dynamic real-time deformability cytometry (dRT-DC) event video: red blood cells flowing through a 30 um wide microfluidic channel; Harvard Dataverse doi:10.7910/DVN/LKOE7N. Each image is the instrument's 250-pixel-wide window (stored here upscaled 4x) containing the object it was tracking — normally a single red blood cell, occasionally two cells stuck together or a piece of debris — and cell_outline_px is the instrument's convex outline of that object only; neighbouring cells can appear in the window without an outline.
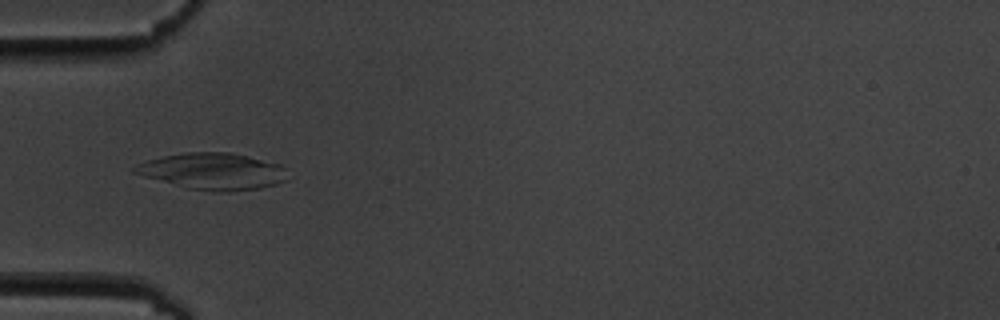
{"species": "common noctule bat (a hibernating species)", "species_latin": "Nyctalus noctula", "temperature_condition": "cold", "stored_images_in_passage": 51, "camera_frame_rate_fps": 3000, "um_per_image_px": 0.085, "animal": {"sex": "male", "body_mass_g": 19.5, "forearm_length_mm": 54.6}, "frame": {"image": 1, "passage_image": 13, "time_ms": 4.0, "image_size_px": [1000, 320], "cell_outline_px": [[288, 180], [276, 184], [260, 188], [228, 192], [216, 192], [188, 188], [144, 176], [132, 172], [132, 168], [148, 160], [164, 156], [184, 152], [228, 152], [248, 156], [280, 164], [284, 168]], "centroid_in_image_um": [18.13, 14.56], "position_along_channel_um": 66.9, "area_um2": 32.37}}
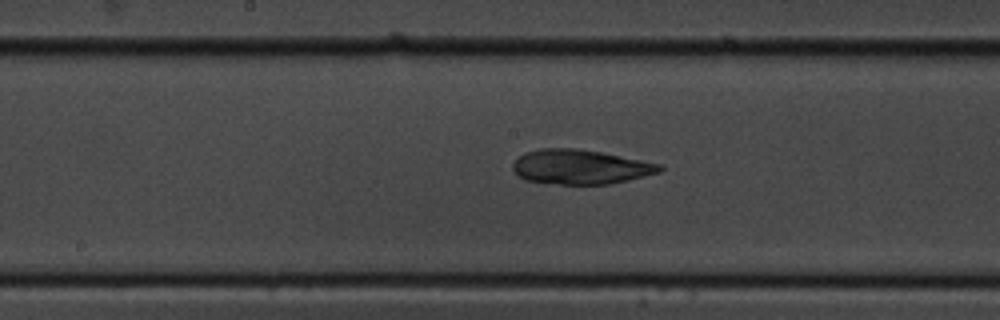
{"frame": {"image": 2, "passage_image": 24, "time_ms": 7.667, "image_size_px": [1000, 320], "cell_outline_px": [[664, 168], [660, 172], [628, 180], [608, 184], [560, 184], [524, 180], [512, 168], [512, 164], [524, 152], [540, 148], [576, 148], [600, 152], [660, 164]], "centroid_in_image_um": [49.31, 14.18], "position_along_channel_um": 198.9, "area_um2": 29.3}}
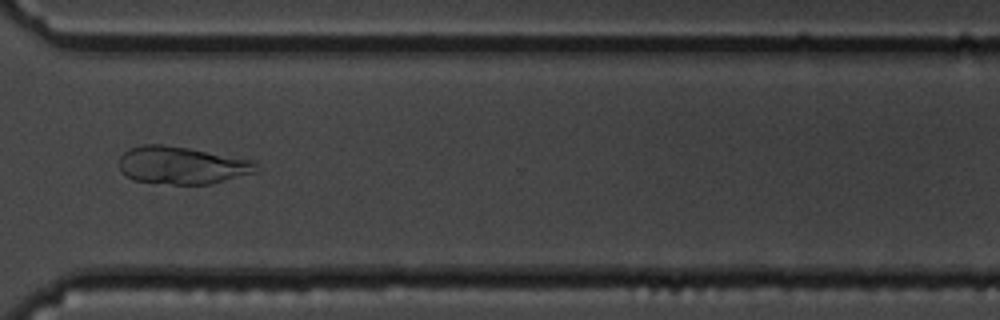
{"frame": {"image": 3, "passage_image": 37, "time_ms": 12.0, "image_size_px": [1000, 320], "cell_outline_px": [[260, 172], [208, 184], [172, 184], [132, 180], [120, 168], [120, 156], [128, 148], [144, 144], [164, 144], [188, 148], [252, 160], [260, 168]], "centroid_in_image_um": [15.49, 14.04], "position_along_channel_um": 355.1, "area_um2": 29.94}}